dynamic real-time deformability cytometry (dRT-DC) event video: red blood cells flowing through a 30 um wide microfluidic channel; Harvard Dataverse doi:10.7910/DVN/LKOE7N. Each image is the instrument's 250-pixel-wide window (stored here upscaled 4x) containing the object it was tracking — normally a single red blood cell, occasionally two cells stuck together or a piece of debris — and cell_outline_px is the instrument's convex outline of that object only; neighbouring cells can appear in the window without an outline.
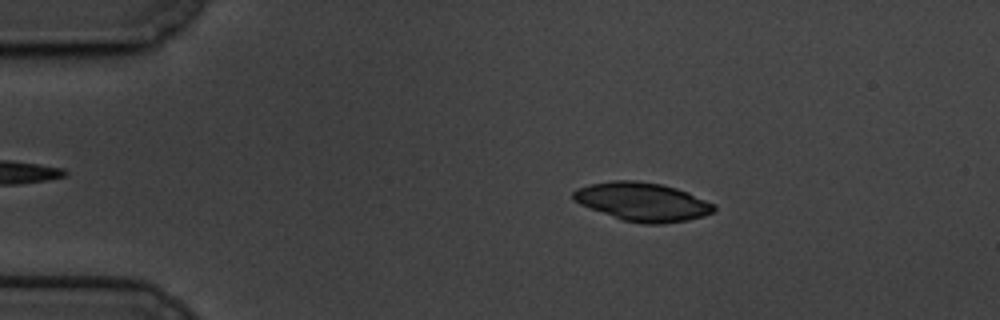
{"species": "common noctule bat (a hibernating species)", "species_latin": "Nyctalus noctula", "temperature_condition": "cold", "stored_images_in_passage": 50, "camera_frame_rate_fps": 3000, "um_per_image_px": 0.085, "animal": {"sex": "male", "body_mass_g": 19.5, "forearm_length_mm": 54.6}, "frame": {"image": 1, "passage_image": 10, "time_ms": 3.0, "image_size_px": [1000, 320], "cell_outline_px": [[716, 212], [704, 216], [688, 220], [664, 224], [644, 224], [624, 220], [580, 204], [572, 200], [572, 192], [576, 188], [588, 184], [612, 180], [636, 180], [660, 184], [676, 188], [688, 192], [716, 204]], "centroid_in_image_um": [54.64, 17.14], "position_along_channel_um": 30.4, "area_um2": 31.79}}